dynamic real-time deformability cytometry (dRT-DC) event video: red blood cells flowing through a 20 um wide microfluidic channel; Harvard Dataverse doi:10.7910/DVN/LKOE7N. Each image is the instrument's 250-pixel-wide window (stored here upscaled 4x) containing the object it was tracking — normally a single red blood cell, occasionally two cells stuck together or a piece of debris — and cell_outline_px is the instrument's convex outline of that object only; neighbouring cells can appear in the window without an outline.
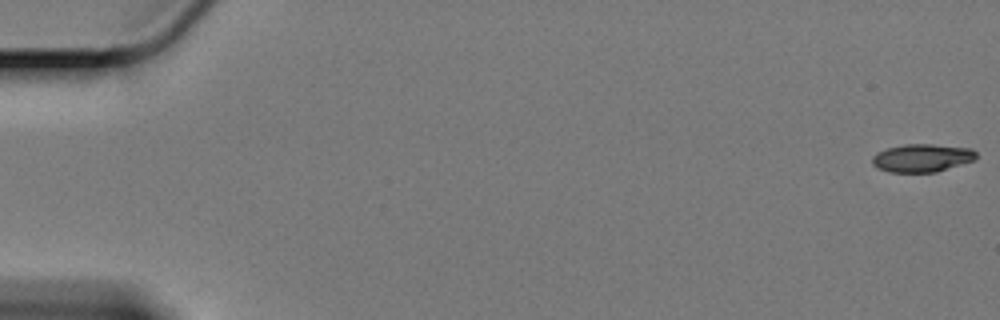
{"species": "Egyptian fruit bat (a non-hibernating species)", "species_latin": "Rousettus aegyptiacus", "temperature_condition": "cold", "stored_images_in_passage": 61, "camera_frame_rate_fps": 3000, "um_per_image_px": 0.085, "animal": {"sex": "female"}, "frame": {"image": 1, "passage_image": 1, "time_ms": 0.0, "image_size_px": [1000, 320], "cell_outline_px": [[976, 160], [936, 172], [888, 172], [876, 168], [872, 164], [872, 156], [876, 152], [888, 148], [904, 144], [932, 144], [972, 148], [976, 152]], "centroid_in_image_um": [78.36, 13.42], "position_along_channel_um": 6.6, "area_um2": 17.17}}
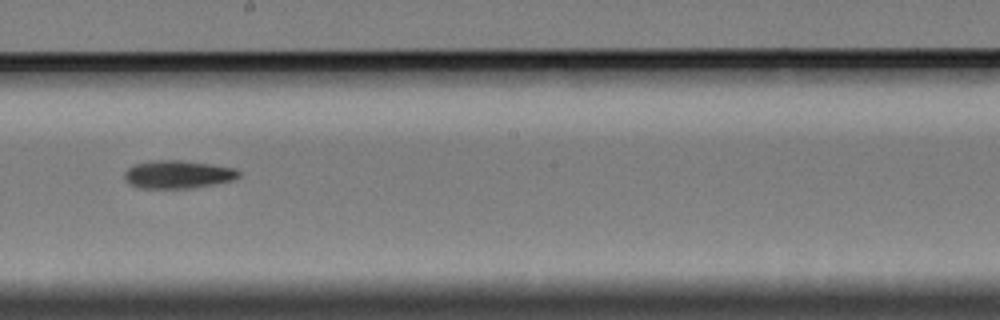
{"frame": {"image": 2, "passage_image": 35, "time_ms": 11.333, "image_size_px": [1000, 320], "cell_outline_px": [[240, 176], [232, 180], [212, 184], [188, 188], [140, 188], [128, 184], [124, 176], [124, 172], [132, 164], [152, 160], [180, 160], [212, 164], [236, 168], [240, 172]], "centroid_in_image_um": [15.08, 14.81], "position_along_channel_um": 233.1, "area_um2": 18.73}}
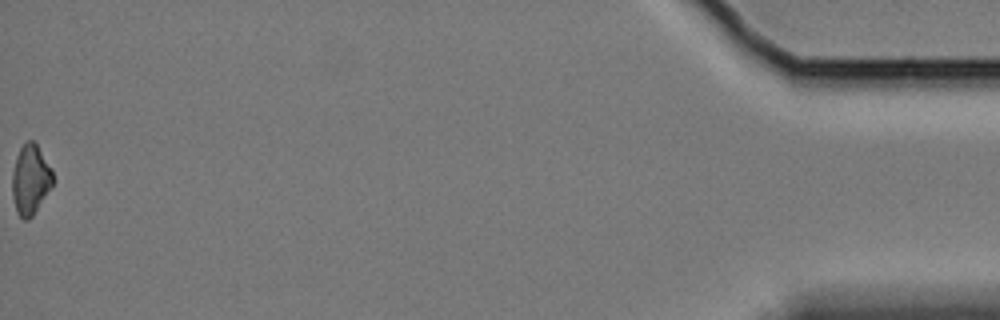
{"frame": {"image": 3, "passage_image": 61, "time_ms": 20.0, "image_size_px": [1000, 320], "cell_outline_px": [[52, 188], [32, 216], [28, 220], [24, 220], [16, 212], [12, 196], [12, 172], [16, 156], [20, 148], [28, 140], [32, 140], [36, 144], [52, 168]], "centroid_in_image_um": [2.58, 15.28], "position_along_channel_um": 432.6, "area_um2": 16.59}, "authors_computed_cell_mechanics": {"area_um2": 17.7446, "velocity_mm_per_s": 3.359, "shape_relaxation_time_tau1_ms": 7.2005, "shape_relaxation_time_tau2_ms": null, "deformation_change_tau1": 0.1428, "deformation_change_tau2": null}}